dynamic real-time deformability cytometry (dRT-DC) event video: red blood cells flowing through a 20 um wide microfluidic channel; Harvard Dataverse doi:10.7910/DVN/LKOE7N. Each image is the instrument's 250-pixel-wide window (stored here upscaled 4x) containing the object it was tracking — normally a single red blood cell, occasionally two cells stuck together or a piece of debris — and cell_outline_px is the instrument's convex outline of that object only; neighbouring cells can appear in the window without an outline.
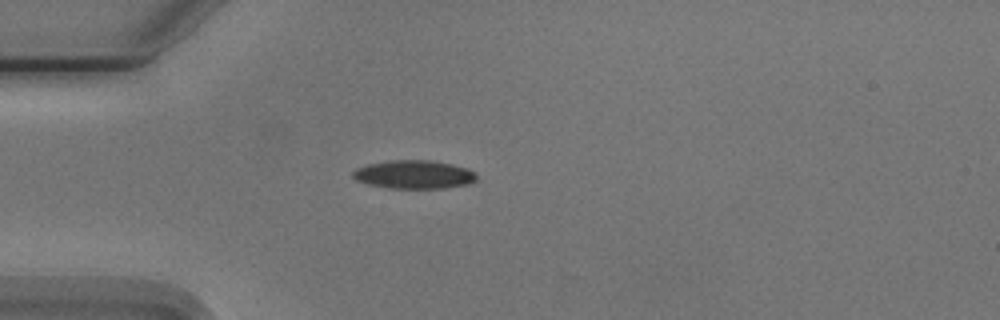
{"species": "Egyptian fruit bat (a non-hibernating species)", "species_latin": "Rousettus aegyptiacus", "temperature_condition": "cold", "stored_images_in_passage": 2, "camera_frame_rate_fps": 3000, "um_per_image_px": 0.085, "animal": {"sex": "male"}, "frame": {"image": 1, "passage_image": 2, "time_ms": 2.0, "image_size_px": [1000, 320], "cell_outline_px": [[476, 180], [468, 184], [444, 188], [388, 188], [368, 184], [356, 180], [352, 176], [352, 172], [356, 168], [368, 164], [388, 160], [432, 160], [452, 164], [468, 168], [476, 176]], "centroid_in_image_um": [35.16, 14.82], "position_along_channel_um": 49.8, "area_um2": 20.52}}